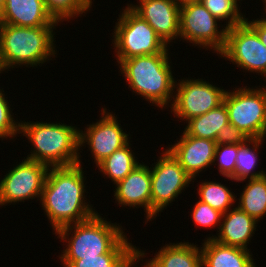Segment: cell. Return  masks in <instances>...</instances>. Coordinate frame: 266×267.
<instances>
[{
    "mask_svg": "<svg viewBox=\"0 0 266 267\" xmlns=\"http://www.w3.org/2000/svg\"><path fill=\"white\" fill-rule=\"evenodd\" d=\"M81 162L70 166L50 167L47 173L39 200L54 232L85 221L98 213L84 200L85 176Z\"/></svg>",
    "mask_w": 266,
    "mask_h": 267,
    "instance_id": "cell-1",
    "label": "cell"
},
{
    "mask_svg": "<svg viewBox=\"0 0 266 267\" xmlns=\"http://www.w3.org/2000/svg\"><path fill=\"white\" fill-rule=\"evenodd\" d=\"M20 122L19 134L27 137L34 147L27 159L49 167L78 164L80 155V130L65 123Z\"/></svg>",
    "mask_w": 266,
    "mask_h": 267,
    "instance_id": "cell-2",
    "label": "cell"
},
{
    "mask_svg": "<svg viewBox=\"0 0 266 267\" xmlns=\"http://www.w3.org/2000/svg\"><path fill=\"white\" fill-rule=\"evenodd\" d=\"M168 50L132 57L118 63L130 89L162 109L170 104L172 99L174 100L175 93L176 80L171 71Z\"/></svg>",
    "mask_w": 266,
    "mask_h": 267,
    "instance_id": "cell-3",
    "label": "cell"
},
{
    "mask_svg": "<svg viewBox=\"0 0 266 267\" xmlns=\"http://www.w3.org/2000/svg\"><path fill=\"white\" fill-rule=\"evenodd\" d=\"M55 27H20L3 23L0 28V60L3 69L9 71L18 65L36 67L52 60L51 57L57 54L54 47Z\"/></svg>",
    "mask_w": 266,
    "mask_h": 267,
    "instance_id": "cell-4",
    "label": "cell"
},
{
    "mask_svg": "<svg viewBox=\"0 0 266 267\" xmlns=\"http://www.w3.org/2000/svg\"><path fill=\"white\" fill-rule=\"evenodd\" d=\"M104 219L97 213L85 221L62 227L55 232L60 241L67 243V248L59 257L64 267L82 257L108 253L125 236L121 225Z\"/></svg>",
    "mask_w": 266,
    "mask_h": 267,
    "instance_id": "cell-5",
    "label": "cell"
},
{
    "mask_svg": "<svg viewBox=\"0 0 266 267\" xmlns=\"http://www.w3.org/2000/svg\"><path fill=\"white\" fill-rule=\"evenodd\" d=\"M115 24L113 46L117 62L137 56L165 52L169 46L155 30L129 6L123 9Z\"/></svg>",
    "mask_w": 266,
    "mask_h": 267,
    "instance_id": "cell-6",
    "label": "cell"
},
{
    "mask_svg": "<svg viewBox=\"0 0 266 267\" xmlns=\"http://www.w3.org/2000/svg\"><path fill=\"white\" fill-rule=\"evenodd\" d=\"M229 122L251 138H266V92L247 86L226 91Z\"/></svg>",
    "mask_w": 266,
    "mask_h": 267,
    "instance_id": "cell-7",
    "label": "cell"
},
{
    "mask_svg": "<svg viewBox=\"0 0 266 267\" xmlns=\"http://www.w3.org/2000/svg\"><path fill=\"white\" fill-rule=\"evenodd\" d=\"M151 172V219L175 201L193 178L183 169L172 153L165 149Z\"/></svg>",
    "mask_w": 266,
    "mask_h": 267,
    "instance_id": "cell-8",
    "label": "cell"
},
{
    "mask_svg": "<svg viewBox=\"0 0 266 267\" xmlns=\"http://www.w3.org/2000/svg\"><path fill=\"white\" fill-rule=\"evenodd\" d=\"M219 20L213 16L202 3H190L180 7L179 38L180 41L213 50L217 54L224 50L227 28L219 31Z\"/></svg>",
    "mask_w": 266,
    "mask_h": 267,
    "instance_id": "cell-9",
    "label": "cell"
},
{
    "mask_svg": "<svg viewBox=\"0 0 266 267\" xmlns=\"http://www.w3.org/2000/svg\"><path fill=\"white\" fill-rule=\"evenodd\" d=\"M177 86V87H176ZM171 112L182 121L203 115L223 103L226 90L216 87L204 79H181L175 82ZM177 92V93H176Z\"/></svg>",
    "mask_w": 266,
    "mask_h": 267,
    "instance_id": "cell-10",
    "label": "cell"
},
{
    "mask_svg": "<svg viewBox=\"0 0 266 267\" xmlns=\"http://www.w3.org/2000/svg\"><path fill=\"white\" fill-rule=\"evenodd\" d=\"M49 168L46 164L24 157L1 179L0 205L16 204L36 197L41 199Z\"/></svg>",
    "mask_w": 266,
    "mask_h": 267,
    "instance_id": "cell-11",
    "label": "cell"
},
{
    "mask_svg": "<svg viewBox=\"0 0 266 267\" xmlns=\"http://www.w3.org/2000/svg\"><path fill=\"white\" fill-rule=\"evenodd\" d=\"M219 55L244 70L266 74V47L246 22L227 29L226 44Z\"/></svg>",
    "mask_w": 266,
    "mask_h": 267,
    "instance_id": "cell-12",
    "label": "cell"
},
{
    "mask_svg": "<svg viewBox=\"0 0 266 267\" xmlns=\"http://www.w3.org/2000/svg\"><path fill=\"white\" fill-rule=\"evenodd\" d=\"M101 119L80 130V148L87 144L96 166L106 157L110 156L115 150L122 148L129 140V134L122 130L117 116L101 110ZM86 130V131H85Z\"/></svg>",
    "mask_w": 266,
    "mask_h": 267,
    "instance_id": "cell-13",
    "label": "cell"
},
{
    "mask_svg": "<svg viewBox=\"0 0 266 267\" xmlns=\"http://www.w3.org/2000/svg\"><path fill=\"white\" fill-rule=\"evenodd\" d=\"M138 3L128 6L155 30L167 46L179 38L180 6L174 0H139Z\"/></svg>",
    "mask_w": 266,
    "mask_h": 267,
    "instance_id": "cell-14",
    "label": "cell"
},
{
    "mask_svg": "<svg viewBox=\"0 0 266 267\" xmlns=\"http://www.w3.org/2000/svg\"><path fill=\"white\" fill-rule=\"evenodd\" d=\"M170 146L168 150L193 180L201 171L214 164L217 144L213 140L190 136L183 131L179 141Z\"/></svg>",
    "mask_w": 266,
    "mask_h": 267,
    "instance_id": "cell-15",
    "label": "cell"
},
{
    "mask_svg": "<svg viewBox=\"0 0 266 267\" xmlns=\"http://www.w3.org/2000/svg\"><path fill=\"white\" fill-rule=\"evenodd\" d=\"M143 163L115 185L114 199L119 206L145 208L147 224L151 220V172Z\"/></svg>",
    "mask_w": 266,
    "mask_h": 267,
    "instance_id": "cell-16",
    "label": "cell"
},
{
    "mask_svg": "<svg viewBox=\"0 0 266 267\" xmlns=\"http://www.w3.org/2000/svg\"><path fill=\"white\" fill-rule=\"evenodd\" d=\"M4 24L20 27L57 26L44 0H4L1 10Z\"/></svg>",
    "mask_w": 266,
    "mask_h": 267,
    "instance_id": "cell-17",
    "label": "cell"
},
{
    "mask_svg": "<svg viewBox=\"0 0 266 267\" xmlns=\"http://www.w3.org/2000/svg\"><path fill=\"white\" fill-rule=\"evenodd\" d=\"M257 224L258 222L253 217L235 207L222 215L220 229L217 231L218 237L212 235L206 239L213 238L224 245L249 250L247 244L256 231Z\"/></svg>",
    "mask_w": 266,
    "mask_h": 267,
    "instance_id": "cell-18",
    "label": "cell"
},
{
    "mask_svg": "<svg viewBox=\"0 0 266 267\" xmlns=\"http://www.w3.org/2000/svg\"><path fill=\"white\" fill-rule=\"evenodd\" d=\"M202 267H256L249 250L224 245L213 238L201 247Z\"/></svg>",
    "mask_w": 266,
    "mask_h": 267,
    "instance_id": "cell-19",
    "label": "cell"
},
{
    "mask_svg": "<svg viewBox=\"0 0 266 267\" xmlns=\"http://www.w3.org/2000/svg\"><path fill=\"white\" fill-rule=\"evenodd\" d=\"M145 262L150 267H202V253L193 243H170Z\"/></svg>",
    "mask_w": 266,
    "mask_h": 267,
    "instance_id": "cell-20",
    "label": "cell"
},
{
    "mask_svg": "<svg viewBox=\"0 0 266 267\" xmlns=\"http://www.w3.org/2000/svg\"><path fill=\"white\" fill-rule=\"evenodd\" d=\"M137 255L138 249L125 235L108 253L97 257H82L68 267H127Z\"/></svg>",
    "mask_w": 266,
    "mask_h": 267,
    "instance_id": "cell-21",
    "label": "cell"
},
{
    "mask_svg": "<svg viewBox=\"0 0 266 267\" xmlns=\"http://www.w3.org/2000/svg\"><path fill=\"white\" fill-rule=\"evenodd\" d=\"M187 122L184 131L188 135L215 141L219 131L229 123L228 110L223 102L216 108L193 117Z\"/></svg>",
    "mask_w": 266,
    "mask_h": 267,
    "instance_id": "cell-22",
    "label": "cell"
},
{
    "mask_svg": "<svg viewBox=\"0 0 266 267\" xmlns=\"http://www.w3.org/2000/svg\"><path fill=\"white\" fill-rule=\"evenodd\" d=\"M263 141H265V138H251L243 144H238L234 175L230 178L231 180L244 182L248 179L259 178L266 175V171L264 170L255 171V167H257L256 165L259 161V152L257 153V149H259V146L261 147Z\"/></svg>",
    "mask_w": 266,
    "mask_h": 267,
    "instance_id": "cell-23",
    "label": "cell"
},
{
    "mask_svg": "<svg viewBox=\"0 0 266 267\" xmlns=\"http://www.w3.org/2000/svg\"><path fill=\"white\" fill-rule=\"evenodd\" d=\"M131 143H127L122 148L115 150L110 156L101 161L97 167L104 177L107 175L113 184L123 180L140 163L134 156Z\"/></svg>",
    "mask_w": 266,
    "mask_h": 267,
    "instance_id": "cell-24",
    "label": "cell"
},
{
    "mask_svg": "<svg viewBox=\"0 0 266 267\" xmlns=\"http://www.w3.org/2000/svg\"><path fill=\"white\" fill-rule=\"evenodd\" d=\"M237 207L260 222L266 215V175L249 179Z\"/></svg>",
    "mask_w": 266,
    "mask_h": 267,
    "instance_id": "cell-25",
    "label": "cell"
},
{
    "mask_svg": "<svg viewBox=\"0 0 266 267\" xmlns=\"http://www.w3.org/2000/svg\"><path fill=\"white\" fill-rule=\"evenodd\" d=\"M197 189L200 201L209 204L223 214L231 209L237 201V196L228 187L219 182L205 181Z\"/></svg>",
    "mask_w": 266,
    "mask_h": 267,
    "instance_id": "cell-26",
    "label": "cell"
},
{
    "mask_svg": "<svg viewBox=\"0 0 266 267\" xmlns=\"http://www.w3.org/2000/svg\"><path fill=\"white\" fill-rule=\"evenodd\" d=\"M201 3L219 21L228 20L227 29L245 22V15L241 14L236 0H202Z\"/></svg>",
    "mask_w": 266,
    "mask_h": 267,
    "instance_id": "cell-27",
    "label": "cell"
},
{
    "mask_svg": "<svg viewBox=\"0 0 266 267\" xmlns=\"http://www.w3.org/2000/svg\"><path fill=\"white\" fill-rule=\"evenodd\" d=\"M47 10L60 23L89 11L92 0H44ZM79 15V16H78Z\"/></svg>",
    "mask_w": 266,
    "mask_h": 267,
    "instance_id": "cell-28",
    "label": "cell"
},
{
    "mask_svg": "<svg viewBox=\"0 0 266 267\" xmlns=\"http://www.w3.org/2000/svg\"><path fill=\"white\" fill-rule=\"evenodd\" d=\"M238 144H220L216 146L214 163L218 160L220 175L230 179L234 175Z\"/></svg>",
    "mask_w": 266,
    "mask_h": 267,
    "instance_id": "cell-29",
    "label": "cell"
},
{
    "mask_svg": "<svg viewBox=\"0 0 266 267\" xmlns=\"http://www.w3.org/2000/svg\"><path fill=\"white\" fill-rule=\"evenodd\" d=\"M192 208L191 216L198 227L213 228L217 225V229H220L223 213L200 200Z\"/></svg>",
    "mask_w": 266,
    "mask_h": 267,
    "instance_id": "cell-30",
    "label": "cell"
},
{
    "mask_svg": "<svg viewBox=\"0 0 266 267\" xmlns=\"http://www.w3.org/2000/svg\"><path fill=\"white\" fill-rule=\"evenodd\" d=\"M4 90L0 89V138H11L19 134L20 122L14 120L8 100L5 98ZM12 114V115H11Z\"/></svg>",
    "mask_w": 266,
    "mask_h": 267,
    "instance_id": "cell-31",
    "label": "cell"
},
{
    "mask_svg": "<svg viewBox=\"0 0 266 267\" xmlns=\"http://www.w3.org/2000/svg\"><path fill=\"white\" fill-rule=\"evenodd\" d=\"M250 138L230 122L218 133L215 143L220 144H243Z\"/></svg>",
    "mask_w": 266,
    "mask_h": 267,
    "instance_id": "cell-32",
    "label": "cell"
},
{
    "mask_svg": "<svg viewBox=\"0 0 266 267\" xmlns=\"http://www.w3.org/2000/svg\"><path fill=\"white\" fill-rule=\"evenodd\" d=\"M245 18V22L257 33L262 44L266 47V18H257L256 20L248 21Z\"/></svg>",
    "mask_w": 266,
    "mask_h": 267,
    "instance_id": "cell-33",
    "label": "cell"
},
{
    "mask_svg": "<svg viewBox=\"0 0 266 267\" xmlns=\"http://www.w3.org/2000/svg\"><path fill=\"white\" fill-rule=\"evenodd\" d=\"M146 251H143V250H139V248H138V255L129 263V265L127 266V267H133L134 265L136 266V264H137V262L138 261H140V259L142 258L143 259V257H145V255H146V253H145ZM136 263V264H135ZM133 265V266H132ZM144 267H150V266H148L147 264H146V262H145V264L143 265Z\"/></svg>",
    "mask_w": 266,
    "mask_h": 267,
    "instance_id": "cell-34",
    "label": "cell"
},
{
    "mask_svg": "<svg viewBox=\"0 0 266 267\" xmlns=\"http://www.w3.org/2000/svg\"><path fill=\"white\" fill-rule=\"evenodd\" d=\"M180 7L190 3H201L202 0H174Z\"/></svg>",
    "mask_w": 266,
    "mask_h": 267,
    "instance_id": "cell-35",
    "label": "cell"
},
{
    "mask_svg": "<svg viewBox=\"0 0 266 267\" xmlns=\"http://www.w3.org/2000/svg\"><path fill=\"white\" fill-rule=\"evenodd\" d=\"M3 3H4V0H0V28L3 25V22H2V13H1V10H2V7H3Z\"/></svg>",
    "mask_w": 266,
    "mask_h": 267,
    "instance_id": "cell-36",
    "label": "cell"
},
{
    "mask_svg": "<svg viewBox=\"0 0 266 267\" xmlns=\"http://www.w3.org/2000/svg\"><path fill=\"white\" fill-rule=\"evenodd\" d=\"M3 71H5L2 67V64H1V60H0V73H2Z\"/></svg>",
    "mask_w": 266,
    "mask_h": 267,
    "instance_id": "cell-37",
    "label": "cell"
},
{
    "mask_svg": "<svg viewBox=\"0 0 266 267\" xmlns=\"http://www.w3.org/2000/svg\"><path fill=\"white\" fill-rule=\"evenodd\" d=\"M266 78V74L263 76ZM265 82H266V79H265ZM265 92H266V86L264 88H262Z\"/></svg>",
    "mask_w": 266,
    "mask_h": 267,
    "instance_id": "cell-38",
    "label": "cell"
},
{
    "mask_svg": "<svg viewBox=\"0 0 266 267\" xmlns=\"http://www.w3.org/2000/svg\"><path fill=\"white\" fill-rule=\"evenodd\" d=\"M263 2L265 3L263 5H265L264 9H265V13H266V0H263Z\"/></svg>",
    "mask_w": 266,
    "mask_h": 267,
    "instance_id": "cell-39",
    "label": "cell"
}]
</instances>
